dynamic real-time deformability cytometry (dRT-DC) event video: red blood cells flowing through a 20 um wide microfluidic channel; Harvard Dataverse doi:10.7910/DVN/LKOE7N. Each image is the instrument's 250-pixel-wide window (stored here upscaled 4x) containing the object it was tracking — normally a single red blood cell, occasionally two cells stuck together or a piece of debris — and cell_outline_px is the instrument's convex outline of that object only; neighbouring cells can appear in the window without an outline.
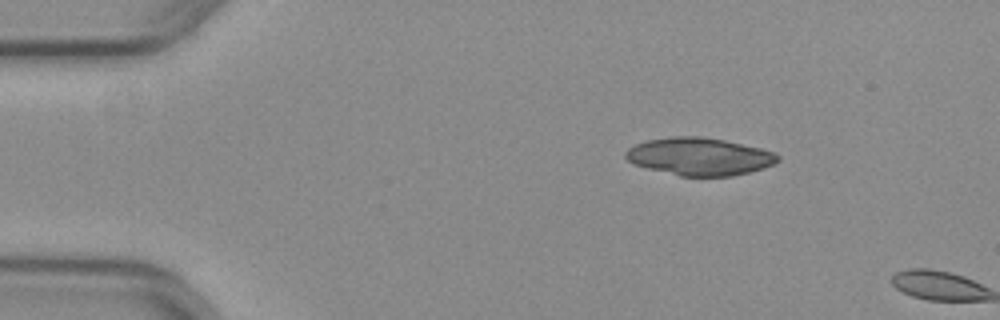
{"species": "common noctule bat (a hibernating species)", "species_latin": "Nyctalus noctula", "temperature_condition": "warm", "stored_images_in_passage": 2, "camera_frame_rate_fps": 3000, "um_per_image_px": 0.085, "animal": {"sex": "female", "body_mass_g": 29.2, "forearm_length_mm": 56.3}, "frame": {"image": 1, "passage_image": 1, "time_ms": 0.0, "image_size_px": [1000, 320], "cell_outline_px": [[780, 160], [764, 168], [732, 176], [680, 176], [648, 168], [636, 164], [628, 160], [624, 156], [624, 152], [628, 148], [636, 144], [648, 140], [672, 136], [700, 136], [724, 140], [760, 148], [776, 152], [780, 156]], "centroid_in_image_um": [59.47, 13.3], "position_along_channel_um": 25.5, "area_um2": 33.23}}